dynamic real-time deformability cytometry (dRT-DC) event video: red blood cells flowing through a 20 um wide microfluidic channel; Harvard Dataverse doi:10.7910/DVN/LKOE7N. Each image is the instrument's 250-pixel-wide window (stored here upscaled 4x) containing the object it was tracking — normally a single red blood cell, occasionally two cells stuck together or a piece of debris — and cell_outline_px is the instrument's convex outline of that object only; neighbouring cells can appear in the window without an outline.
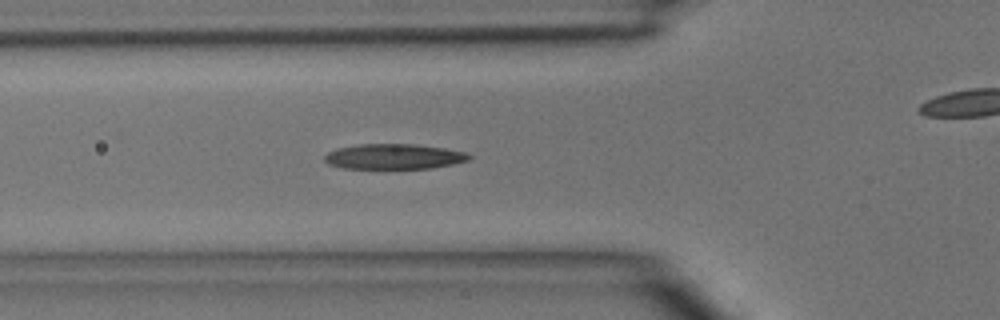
{"species": "common noctule bat (a hibernating species)", "species_latin": "Nyctalus noctula", "temperature_condition": "room temperature", "stored_images_in_passage": 37, "camera_frame_rate_fps": 3000, "um_per_image_px": 0.085, "animal": {"sex": "male", "body_mass_g": 15.6}, "frame": {"image": 1, "passage_image": 11, "time_ms": 3.333, "image_size_px": [1000, 320], "cell_outline_px": [[472, 156], [468, 160], [452, 164], [432, 168], [344, 168], [328, 164], [324, 160], [324, 156], [328, 152], [336, 148], [356, 144], [416, 144], [444, 148], [464, 152]], "centroid_in_image_um": [33.45, 13.3], "position_along_channel_um": 92.4, "area_um2": 21.21}}